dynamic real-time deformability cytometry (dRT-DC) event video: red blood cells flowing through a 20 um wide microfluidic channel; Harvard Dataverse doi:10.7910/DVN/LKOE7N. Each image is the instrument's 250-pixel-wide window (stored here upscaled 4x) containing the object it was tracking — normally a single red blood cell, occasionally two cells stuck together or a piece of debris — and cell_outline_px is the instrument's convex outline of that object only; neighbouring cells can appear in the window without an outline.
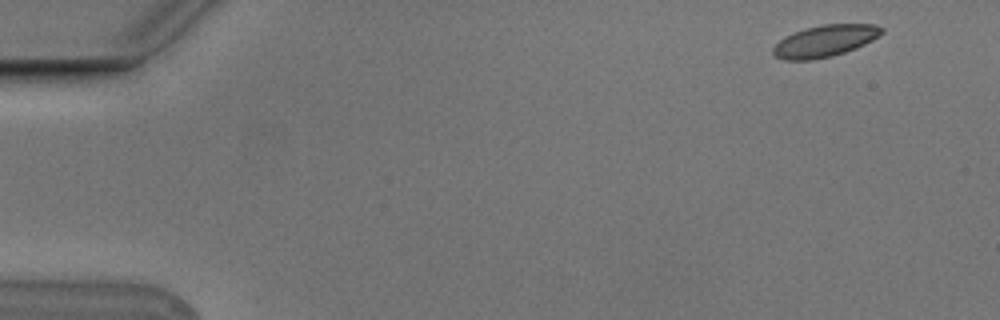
{"species": "Egyptian fruit bat (a non-hibernating species)", "species_latin": "Rousettus aegyptiacus", "temperature_condition": "cold", "stored_images_in_passage": 5, "camera_frame_rate_fps": 3000, "um_per_image_px": 0.085, "animal": {"sex": "male"}, "frame": {"image": 1, "passage_image": 1, "time_ms": 0.0, "image_size_px": [1000, 320], "cell_outline_px": [[884, 32], [880, 36], [856, 48], [832, 56], [812, 60], [784, 60], [776, 56], [772, 52], [772, 48], [784, 36], [804, 28], [824, 24], [876, 24], [884, 28]], "centroid_in_image_um": [70.13, 3.47], "position_along_channel_um": 14.9, "area_um2": 20.17}}
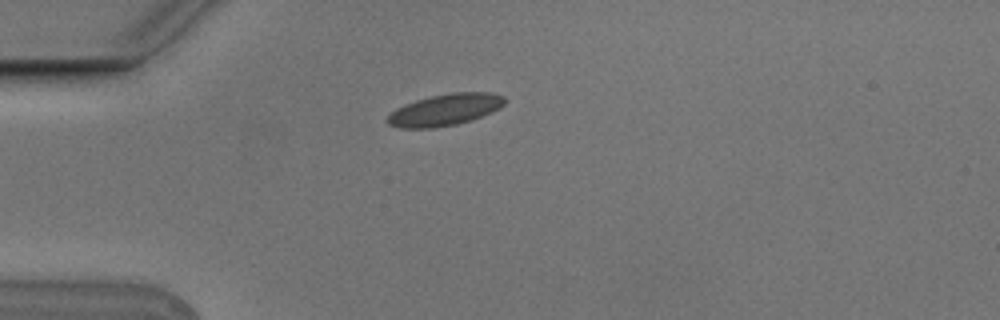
{"frame": {"image": 2, "passage_image": 4, "time_ms": 1.0, "image_size_px": [1000, 320], "cell_outline_px": [[504, 104], [500, 108], [480, 116], [456, 124], [432, 128], [400, 128], [388, 124], [384, 120], [396, 108], [404, 104], [416, 100], [432, 96], [452, 92], [488, 92], [504, 96]], "centroid_in_image_um": [37.78, 9.33], "position_along_channel_um": 47.2, "area_um2": 21.39}}